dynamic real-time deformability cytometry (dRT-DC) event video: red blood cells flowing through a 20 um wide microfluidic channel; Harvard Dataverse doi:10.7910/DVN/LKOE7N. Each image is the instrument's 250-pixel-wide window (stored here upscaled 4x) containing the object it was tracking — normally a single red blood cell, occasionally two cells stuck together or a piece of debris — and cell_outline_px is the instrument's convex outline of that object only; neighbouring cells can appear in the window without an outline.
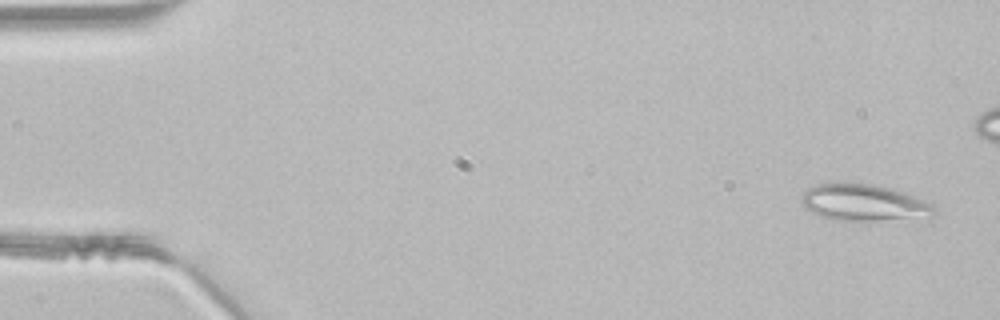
{"species": "common noctule bat (a hibernating species)", "species_latin": "Nyctalus noctula", "temperature_condition": "room temperature", "stored_images_in_passage": 48, "camera_frame_rate_fps": 3000, "um_per_image_px": 0.085, "animal": {"sex": "male", "body_mass_g": 21.5, "forearm_length_mm": 52.0}, "frame": {"image": 1, "passage_image": 2, "time_ms": 0.333, "image_size_px": [1000, 320], "cell_outline_px": [[936, 212], [932, 216], [920, 224], [868, 224], [836, 220], [820, 216], [804, 208], [800, 200], [800, 196], [808, 188], [816, 184], [828, 180], [868, 184], [888, 188], [904, 192], [932, 204], [936, 208]], "centroid_in_image_um": [73.55, 17.33], "position_along_channel_um": 11.4, "area_um2": 31.27}}
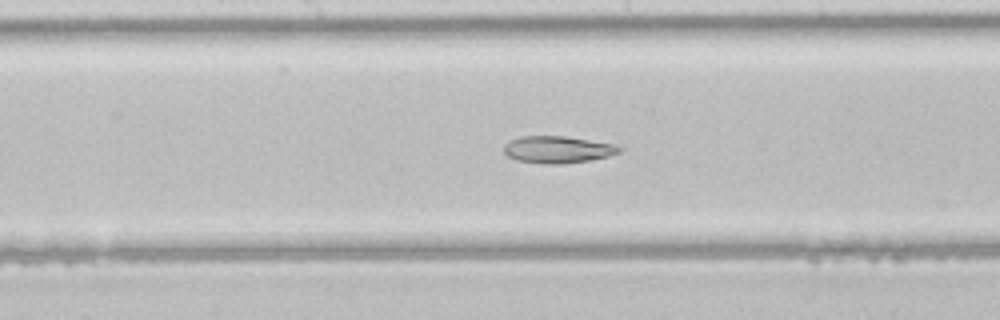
{"frame": {"image": 2, "passage_image": 24, "time_ms": 7.667, "image_size_px": [1000, 320], "cell_outline_px": [[624, 148], [620, 152], [608, 156], [588, 160], [564, 164], [544, 164], [516, 160], [508, 156], [504, 152], [504, 144], [508, 140], [520, 136], [564, 136], [616, 144]], "centroid_in_image_um": [47.39, 12.71], "position_along_channel_um": 200.8, "area_um2": 18.32}}
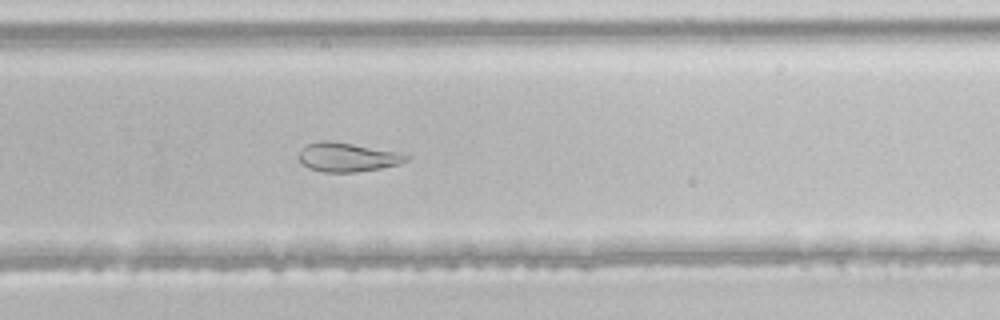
{"frame": {"image": 3, "passage_image": 31, "time_ms": 10.0, "image_size_px": [1000, 320], "cell_outline_px": [[412, 156], [408, 160], [400, 164], [380, 168], [356, 172], [324, 172], [308, 168], [296, 156], [300, 148], [308, 144], [320, 140], [324, 140], [352, 144], [400, 152]], "centroid_in_image_um": [29.53, 13.36], "position_along_channel_um": 300.3, "area_um2": 18.26}}